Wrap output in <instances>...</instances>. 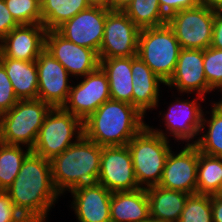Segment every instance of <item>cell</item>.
<instances>
[{"label":"cell","instance_id":"24","mask_svg":"<svg viewBox=\"0 0 222 222\" xmlns=\"http://www.w3.org/2000/svg\"><path fill=\"white\" fill-rule=\"evenodd\" d=\"M100 67L108 77L110 98L132 104L131 57L99 59Z\"/></svg>","mask_w":222,"mask_h":222},{"label":"cell","instance_id":"37","mask_svg":"<svg viewBox=\"0 0 222 222\" xmlns=\"http://www.w3.org/2000/svg\"><path fill=\"white\" fill-rule=\"evenodd\" d=\"M210 47L222 50V11H215Z\"/></svg>","mask_w":222,"mask_h":222},{"label":"cell","instance_id":"19","mask_svg":"<svg viewBox=\"0 0 222 222\" xmlns=\"http://www.w3.org/2000/svg\"><path fill=\"white\" fill-rule=\"evenodd\" d=\"M46 31L42 24L19 25L0 41V52L8 58L36 61L45 49Z\"/></svg>","mask_w":222,"mask_h":222},{"label":"cell","instance_id":"41","mask_svg":"<svg viewBox=\"0 0 222 222\" xmlns=\"http://www.w3.org/2000/svg\"><path fill=\"white\" fill-rule=\"evenodd\" d=\"M90 6L108 7L109 0H87Z\"/></svg>","mask_w":222,"mask_h":222},{"label":"cell","instance_id":"43","mask_svg":"<svg viewBox=\"0 0 222 222\" xmlns=\"http://www.w3.org/2000/svg\"><path fill=\"white\" fill-rule=\"evenodd\" d=\"M219 195L222 196V181H221V184H220Z\"/></svg>","mask_w":222,"mask_h":222},{"label":"cell","instance_id":"4","mask_svg":"<svg viewBox=\"0 0 222 222\" xmlns=\"http://www.w3.org/2000/svg\"><path fill=\"white\" fill-rule=\"evenodd\" d=\"M170 143L147 125L129 141L127 146L140 188L158 186L168 154L173 149Z\"/></svg>","mask_w":222,"mask_h":222},{"label":"cell","instance_id":"30","mask_svg":"<svg viewBox=\"0 0 222 222\" xmlns=\"http://www.w3.org/2000/svg\"><path fill=\"white\" fill-rule=\"evenodd\" d=\"M179 222H213L211 195H189Z\"/></svg>","mask_w":222,"mask_h":222},{"label":"cell","instance_id":"13","mask_svg":"<svg viewBox=\"0 0 222 222\" xmlns=\"http://www.w3.org/2000/svg\"><path fill=\"white\" fill-rule=\"evenodd\" d=\"M174 150L168 154L158 186L197 194L199 149L195 144H185L180 150Z\"/></svg>","mask_w":222,"mask_h":222},{"label":"cell","instance_id":"26","mask_svg":"<svg viewBox=\"0 0 222 222\" xmlns=\"http://www.w3.org/2000/svg\"><path fill=\"white\" fill-rule=\"evenodd\" d=\"M42 25L46 30H56L80 11L90 7L87 0H42Z\"/></svg>","mask_w":222,"mask_h":222},{"label":"cell","instance_id":"31","mask_svg":"<svg viewBox=\"0 0 222 222\" xmlns=\"http://www.w3.org/2000/svg\"><path fill=\"white\" fill-rule=\"evenodd\" d=\"M19 25L42 24L39 0H4Z\"/></svg>","mask_w":222,"mask_h":222},{"label":"cell","instance_id":"36","mask_svg":"<svg viewBox=\"0 0 222 222\" xmlns=\"http://www.w3.org/2000/svg\"><path fill=\"white\" fill-rule=\"evenodd\" d=\"M19 24L15 21L12 14L6 7L5 1L0 0V41Z\"/></svg>","mask_w":222,"mask_h":222},{"label":"cell","instance_id":"6","mask_svg":"<svg viewBox=\"0 0 222 222\" xmlns=\"http://www.w3.org/2000/svg\"><path fill=\"white\" fill-rule=\"evenodd\" d=\"M171 96L175 100L170 102V106L166 109L167 111H159V115L162 117V125H165L163 126L165 129H158V127L155 128L149 124L147 126L162 137L170 141L173 139L174 143L178 142V145L181 142L182 144L184 142L185 144H195L201 129L203 110H205L201 102L206 104L207 99L197 94L191 100L189 98L185 99V97H175L184 96L183 94L176 95L175 93L174 95L172 93ZM171 137L173 138L171 139Z\"/></svg>","mask_w":222,"mask_h":222},{"label":"cell","instance_id":"32","mask_svg":"<svg viewBox=\"0 0 222 222\" xmlns=\"http://www.w3.org/2000/svg\"><path fill=\"white\" fill-rule=\"evenodd\" d=\"M203 63L208 87L214 92L222 82V50L212 47L204 49Z\"/></svg>","mask_w":222,"mask_h":222},{"label":"cell","instance_id":"29","mask_svg":"<svg viewBox=\"0 0 222 222\" xmlns=\"http://www.w3.org/2000/svg\"><path fill=\"white\" fill-rule=\"evenodd\" d=\"M123 12L139 29L161 26L168 20L159 0H132Z\"/></svg>","mask_w":222,"mask_h":222},{"label":"cell","instance_id":"14","mask_svg":"<svg viewBox=\"0 0 222 222\" xmlns=\"http://www.w3.org/2000/svg\"><path fill=\"white\" fill-rule=\"evenodd\" d=\"M45 50L59 61L71 77L78 80L100 66L98 54L87 47L76 45L56 30H47Z\"/></svg>","mask_w":222,"mask_h":222},{"label":"cell","instance_id":"22","mask_svg":"<svg viewBox=\"0 0 222 222\" xmlns=\"http://www.w3.org/2000/svg\"><path fill=\"white\" fill-rule=\"evenodd\" d=\"M150 219L158 222H179L189 194L160 186L146 189Z\"/></svg>","mask_w":222,"mask_h":222},{"label":"cell","instance_id":"38","mask_svg":"<svg viewBox=\"0 0 222 222\" xmlns=\"http://www.w3.org/2000/svg\"><path fill=\"white\" fill-rule=\"evenodd\" d=\"M211 206L213 222H222V196L218 194L211 195Z\"/></svg>","mask_w":222,"mask_h":222},{"label":"cell","instance_id":"12","mask_svg":"<svg viewBox=\"0 0 222 222\" xmlns=\"http://www.w3.org/2000/svg\"><path fill=\"white\" fill-rule=\"evenodd\" d=\"M97 183L112 193L140 188L127 145L101 147L100 172Z\"/></svg>","mask_w":222,"mask_h":222},{"label":"cell","instance_id":"1","mask_svg":"<svg viewBox=\"0 0 222 222\" xmlns=\"http://www.w3.org/2000/svg\"><path fill=\"white\" fill-rule=\"evenodd\" d=\"M6 192L29 222H47L49 212L61 199L53 185L51 162L32 151Z\"/></svg>","mask_w":222,"mask_h":222},{"label":"cell","instance_id":"15","mask_svg":"<svg viewBox=\"0 0 222 222\" xmlns=\"http://www.w3.org/2000/svg\"><path fill=\"white\" fill-rule=\"evenodd\" d=\"M109 7L90 6L59 26L56 31L81 47L99 53L104 37V25Z\"/></svg>","mask_w":222,"mask_h":222},{"label":"cell","instance_id":"17","mask_svg":"<svg viewBox=\"0 0 222 222\" xmlns=\"http://www.w3.org/2000/svg\"><path fill=\"white\" fill-rule=\"evenodd\" d=\"M165 86L188 97L197 94L206 98L212 91L205 78L203 50L181 49L175 71Z\"/></svg>","mask_w":222,"mask_h":222},{"label":"cell","instance_id":"39","mask_svg":"<svg viewBox=\"0 0 222 222\" xmlns=\"http://www.w3.org/2000/svg\"><path fill=\"white\" fill-rule=\"evenodd\" d=\"M132 0H109V9L112 11H124Z\"/></svg>","mask_w":222,"mask_h":222},{"label":"cell","instance_id":"44","mask_svg":"<svg viewBox=\"0 0 222 222\" xmlns=\"http://www.w3.org/2000/svg\"><path fill=\"white\" fill-rule=\"evenodd\" d=\"M147 222H158V221H154V220H151V219H150V220H149V221H147Z\"/></svg>","mask_w":222,"mask_h":222},{"label":"cell","instance_id":"21","mask_svg":"<svg viewBox=\"0 0 222 222\" xmlns=\"http://www.w3.org/2000/svg\"><path fill=\"white\" fill-rule=\"evenodd\" d=\"M111 222H147L150 220L146 189L113 192L110 203Z\"/></svg>","mask_w":222,"mask_h":222},{"label":"cell","instance_id":"20","mask_svg":"<svg viewBox=\"0 0 222 222\" xmlns=\"http://www.w3.org/2000/svg\"><path fill=\"white\" fill-rule=\"evenodd\" d=\"M132 71V105L144 116L160 107V93L162 86L166 85L140 57L131 56ZM161 86V87H160Z\"/></svg>","mask_w":222,"mask_h":222},{"label":"cell","instance_id":"34","mask_svg":"<svg viewBox=\"0 0 222 222\" xmlns=\"http://www.w3.org/2000/svg\"><path fill=\"white\" fill-rule=\"evenodd\" d=\"M0 222H29L12 203L6 191H0Z\"/></svg>","mask_w":222,"mask_h":222},{"label":"cell","instance_id":"28","mask_svg":"<svg viewBox=\"0 0 222 222\" xmlns=\"http://www.w3.org/2000/svg\"><path fill=\"white\" fill-rule=\"evenodd\" d=\"M31 151L25 146L0 142V191H6L12 185L24 159Z\"/></svg>","mask_w":222,"mask_h":222},{"label":"cell","instance_id":"27","mask_svg":"<svg viewBox=\"0 0 222 222\" xmlns=\"http://www.w3.org/2000/svg\"><path fill=\"white\" fill-rule=\"evenodd\" d=\"M221 181L222 157L206 155L199 151L197 194L219 195Z\"/></svg>","mask_w":222,"mask_h":222},{"label":"cell","instance_id":"9","mask_svg":"<svg viewBox=\"0 0 222 222\" xmlns=\"http://www.w3.org/2000/svg\"><path fill=\"white\" fill-rule=\"evenodd\" d=\"M215 10L204 5L181 10L168 17L181 49L204 50L211 46Z\"/></svg>","mask_w":222,"mask_h":222},{"label":"cell","instance_id":"42","mask_svg":"<svg viewBox=\"0 0 222 222\" xmlns=\"http://www.w3.org/2000/svg\"><path fill=\"white\" fill-rule=\"evenodd\" d=\"M217 91V92H220L221 96H222V82L220 83V85L214 90V92ZM211 102L210 103H213V104H216V105H220L222 106V97L217 101V100H210Z\"/></svg>","mask_w":222,"mask_h":222},{"label":"cell","instance_id":"25","mask_svg":"<svg viewBox=\"0 0 222 222\" xmlns=\"http://www.w3.org/2000/svg\"><path fill=\"white\" fill-rule=\"evenodd\" d=\"M208 106L211 110L204 107L201 129L195 145L206 155L222 157V106L213 103Z\"/></svg>","mask_w":222,"mask_h":222},{"label":"cell","instance_id":"16","mask_svg":"<svg viewBox=\"0 0 222 222\" xmlns=\"http://www.w3.org/2000/svg\"><path fill=\"white\" fill-rule=\"evenodd\" d=\"M38 76V99L52 108L66 103L72 80L64 66L45 49L36 59Z\"/></svg>","mask_w":222,"mask_h":222},{"label":"cell","instance_id":"7","mask_svg":"<svg viewBox=\"0 0 222 222\" xmlns=\"http://www.w3.org/2000/svg\"><path fill=\"white\" fill-rule=\"evenodd\" d=\"M180 50L174 31L167 23L140 29L137 55L165 83L175 71Z\"/></svg>","mask_w":222,"mask_h":222},{"label":"cell","instance_id":"8","mask_svg":"<svg viewBox=\"0 0 222 222\" xmlns=\"http://www.w3.org/2000/svg\"><path fill=\"white\" fill-rule=\"evenodd\" d=\"M84 135L83 121L62 107L51 108L44 118L32 152L52 160Z\"/></svg>","mask_w":222,"mask_h":222},{"label":"cell","instance_id":"18","mask_svg":"<svg viewBox=\"0 0 222 222\" xmlns=\"http://www.w3.org/2000/svg\"><path fill=\"white\" fill-rule=\"evenodd\" d=\"M77 222H111L112 192L99 183L86 184L69 191Z\"/></svg>","mask_w":222,"mask_h":222},{"label":"cell","instance_id":"33","mask_svg":"<svg viewBox=\"0 0 222 222\" xmlns=\"http://www.w3.org/2000/svg\"><path fill=\"white\" fill-rule=\"evenodd\" d=\"M18 101L6 70L0 63V115L9 111Z\"/></svg>","mask_w":222,"mask_h":222},{"label":"cell","instance_id":"2","mask_svg":"<svg viewBox=\"0 0 222 222\" xmlns=\"http://www.w3.org/2000/svg\"><path fill=\"white\" fill-rule=\"evenodd\" d=\"M132 104L107 100L83 121L84 136L101 147L127 145L146 125Z\"/></svg>","mask_w":222,"mask_h":222},{"label":"cell","instance_id":"40","mask_svg":"<svg viewBox=\"0 0 222 222\" xmlns=\"http://www.w3.org/2000/svg\"><path fill=\"white\" fill-rule=\"evenodd\" d=\"M201 5L207 6L208 8L215 11H222V0H200Z\"/></svg>","mask_w":222,"mask_h":222},{"label":"cell","instance_id":"23","mask_svg":"<svg viewBox=\"0 0 222 222\" xmlns=\"http://www.w3.org/2000/svg\"><path fill=\"white\" fill-rule=\"evenodd\" d=\"M0 63L6 70L18 100L38 99V76L35 61L8 58L0 52Z\"/></svg>","mask_w":222,"mask_h":222},{"label":"cell","instance_id":"35","mask_svg":"<svg viewBox=\"0 0 222 222\" xmlns=\"http://www.w3.org/2000/svg\"><path fill=\"white\" fill-rule=\"evenodd\" d=\"M162 12L169 17L173 13L201 5L200 0H159Z\"/></svg>","mask_w":222,"mask_h":222},{"label":"cell","instance_id":"10","mask_svg":"<svg viewBox=\"0 0 222 222\" xmlns=\"http://www.w3.org/2000/svg\"><path fill=\"white\" fill-rule=\"evenodd\" d=\"M78 81L72 82L68 99L62 108L84 121L111 99L110 87L108 77L100 66Z\"/></svg>","mask_w":222,"mask_h":222},{"label":"cell","instance_id":"5","mask_svg":"<svg viewBox=\"0 0 222 222\" xmlns=\"http://www.w3.org/2000/svg\"><path fill=\"white\" fill-rule=\"evenodd\" d=\"M51 108L40 99L19 100L9 111L0 115V142L32 150Z\"/></svg>","mask_w":222,"mask_h":222},{"label":"cell","instance_id":"3","mask_svg":"<svg viewBox=\"0 0 222 222\" xmlns=\"http://www.w3.org/2000/svg\"><path fill=\"white\" fill-rule=\"evenodd\" d=\"M50 162L53 185L63 196L76 187L97 183L101 146L83 135Z\"/></svg>","mask_w":222,"mask_h":222},{"label":"cell","instance_id":"11","mask_svg":"<svg viewBox=\"0 0 222 222\" xmlns=\"http://www.w3.org/2000/svg\"><path fill=\"white\" fill-rule=\"evenodd\" d=\"M140 29L123 11H110L104 25L99 59L137 56Z\"/></svg>","mask_w":222,"mask_h":222}]
</instances>
